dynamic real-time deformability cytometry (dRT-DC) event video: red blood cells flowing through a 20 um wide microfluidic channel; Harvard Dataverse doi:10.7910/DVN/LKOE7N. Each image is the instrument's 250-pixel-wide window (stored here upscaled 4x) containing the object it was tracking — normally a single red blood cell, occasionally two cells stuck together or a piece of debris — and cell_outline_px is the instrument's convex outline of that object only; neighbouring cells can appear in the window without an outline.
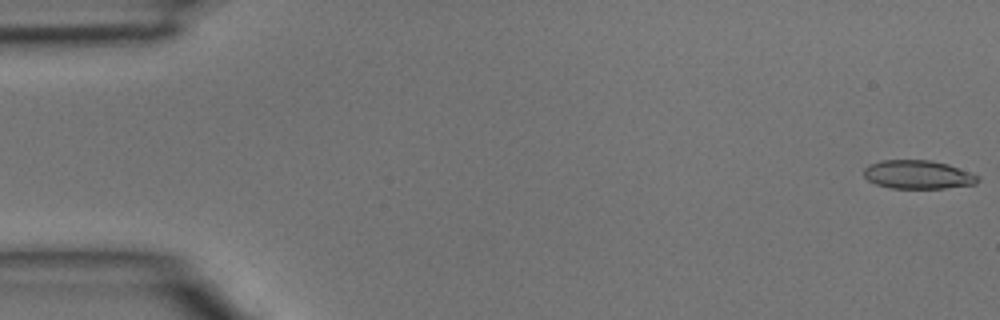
{"species": "common noctule bat (a hibernating species)", "species_latin": "Nyctalus noctula", "temperature_condition": "room temperature", "stored_images_in_passage": 7, "camera_frame_rate_fps": 3000, "um_per_image_px": 0.085, "animal": {"sex": "male", "body_mass_g": 15.6}, "frame": {"image": 1, "passage_image": 1, "time_ms": 0.0, "image_size_px": [1000, 320], "cell_outline_px": [[980, 180], [976, 184], [944, 188], [892, 188], [876, 184], [868, 180], [864, 176], [864, 168], [868, 164], [880, 160], [932, 160], [948, 164], [980, 176]], "centroid_in_image_um": [78.02, 14.83], "position_along_channel_um": 7.0, "area_um2": 19.07}}